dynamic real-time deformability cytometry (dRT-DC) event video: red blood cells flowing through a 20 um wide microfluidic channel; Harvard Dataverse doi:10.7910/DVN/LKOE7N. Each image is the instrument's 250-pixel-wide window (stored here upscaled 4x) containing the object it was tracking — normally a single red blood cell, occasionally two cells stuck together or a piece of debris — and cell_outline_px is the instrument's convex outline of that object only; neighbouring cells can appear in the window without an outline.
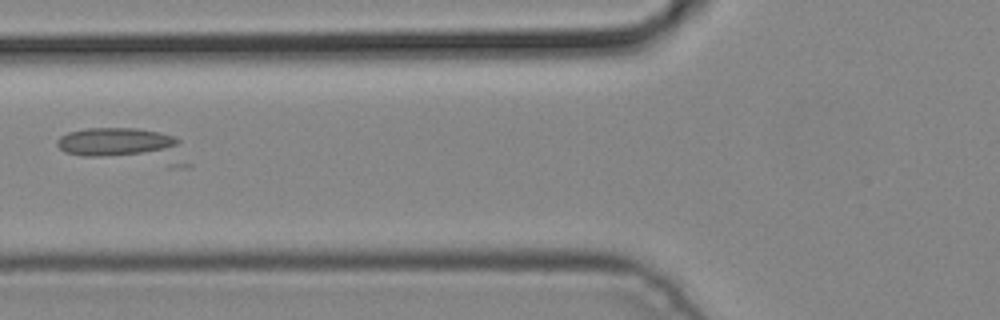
{"species": "common noctule bat (a hibernating species)", "species_latin": "Nyctalus noctula", "temperature_condition": "cold", "stored_images_in_passage": 7, "camera_frame_rate_fps": 3000, "um_per_image_px": 0.085, "animal": {"sex": "male", "body_mass_g": 19.2, "forearm_length_mm": 51.8}, "frame": {"image": 1, "passage_image": 6, "time_ms": 1.667, "image_size_px": [1000, 320], "cell_outline_px": [[192, 168], [168, 168], [84, 156], [64, 152], [56, 144], [56, 140], [60, 136], [68, 132], [84, 128], [136, 128], [160, 132], [176, 136], [180, 140], [192, 164]], "centroid_in_image_um": [10.79, 12.45], "position_along_channel_um": 115.0, "area_um2": 28.21}}
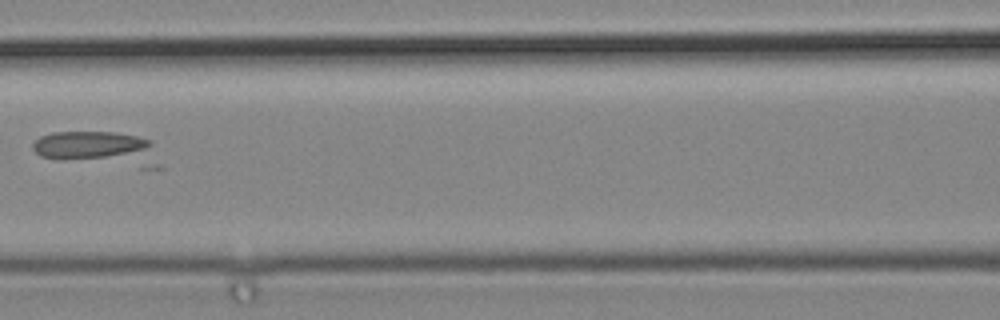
{"frame": {"image": 2, "passage_image": 7, "time_ms": 2.0, "image_size_px": [1000, 320], "cell_outline_px": [[152, 144], [144, 148], [104, 156], [64, 160], [40, 156], [32, 148], [32, 144], [40, 136], [52, 132], [116, 132], [136, 136], [152, 140]], "centroid_in_image_um": [7.36, 12.29], "position_along_channel_um": 159.2, "area_um2": 18.15}}